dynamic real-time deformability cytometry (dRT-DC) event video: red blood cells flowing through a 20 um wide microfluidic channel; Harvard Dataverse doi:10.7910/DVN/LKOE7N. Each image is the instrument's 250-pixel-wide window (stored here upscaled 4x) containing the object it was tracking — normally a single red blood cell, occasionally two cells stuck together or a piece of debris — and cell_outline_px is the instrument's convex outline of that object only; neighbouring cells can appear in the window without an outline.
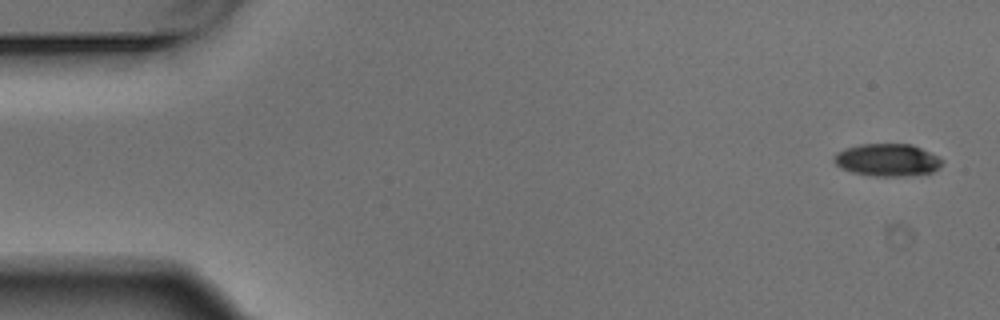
{"species": "Egyptian fruit bat (a non-hibernating species)", "species_latin": "Rousettus aegyptiacus", "temperature_condition": "warm", "stored_images_in_passage": 4, "camera_frame_rate_fps": 3000, "um_per_image_px": 0.085, "animal": {"sex": "male"}, "frame": {"image": 1, "passage_image": 1, "time_ms": 0.0, "image_size_px": [1000, 320], "cell_outline_px": [[944, 160], [940, 168], [932, 172], [904, 176], [876, 176], [852, 172], [840, 168], [832, 160], [836, 152], [860, 144], [912, 144]], "centroid_in_image_um": [75.41, 13.6], "position_along_channel_um": 9.6, "area_um2": 20.35}}
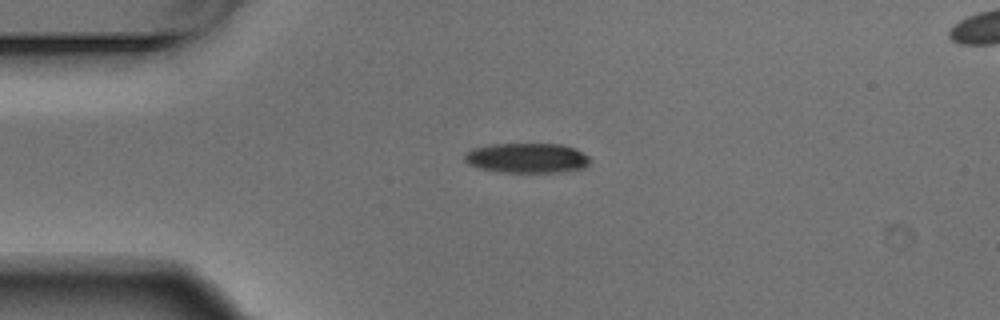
{"frame": {"image": 2, "passage_image": 4, "time_ms": 1.0, "image_size_px": [1000, 320], "cell_outline_px": [[588, 164], [584, 168], [564, 172], [500, 172], [480, 168], [468, 164], [464, 160], [464, 156], [472, 148], [492, 144], [560, 144], [576, 148], [588, 156]], "centroid_in_image_um": [44.79, 13.43], "position_along_channel_um": 40.2, "area_um2": 21.85}}